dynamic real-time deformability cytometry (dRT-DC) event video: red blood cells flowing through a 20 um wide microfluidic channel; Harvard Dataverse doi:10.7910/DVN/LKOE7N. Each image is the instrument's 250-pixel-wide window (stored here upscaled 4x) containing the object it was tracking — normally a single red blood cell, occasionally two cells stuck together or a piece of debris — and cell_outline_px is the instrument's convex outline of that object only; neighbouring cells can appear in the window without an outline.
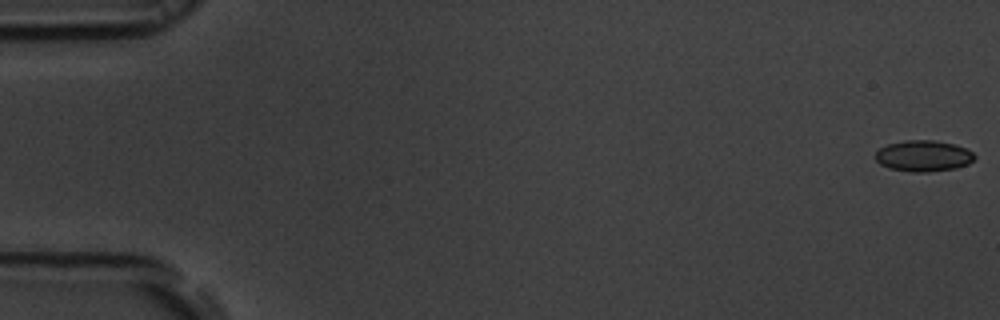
{"species": "common noctule bat (a hibernating species)", "species_latin": "Nyctalus noctula", "temperature_condition": "room temperature", "stored_images_in_passage": 48, "camera_frame_rate_fps": 3000, "um_per_image_px": 0.085, "animal": {"sex": "male", "body_mass_g": 19.5, "forearm_length_mm": 54.6}, "frame": {"image": 1, "passage_image": 1, "time_ms": 0.0, "image_size_px": [1000, 320], "cell_outline_px": [[976, 156], [968, 164], [956, 168], [928, 172], [908, 172], [888, 168], [880, 164], [876, 160], [876, 152], [880, 148], [888, 144], [904, 140], [936, 140], [956, 144], [968, 148]], "centroid_in_image_um": [78.51, 13.25], "position_along_channel_um": 6.5, "area_um2": 18.21}}
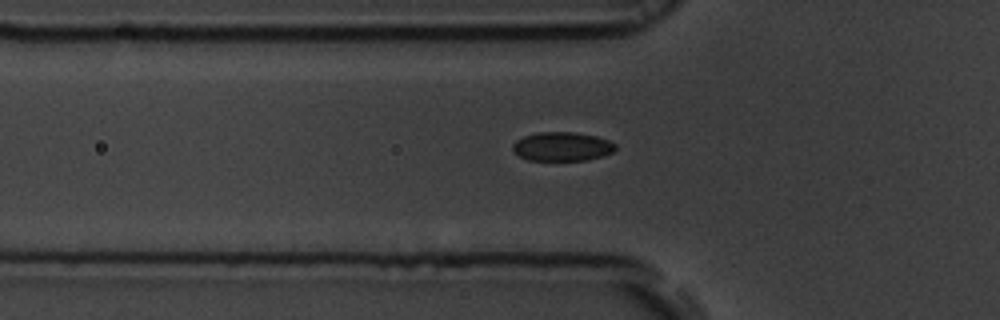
{"frame": {"image": 2, "passage_image": 19, "time_ms": 6.0, "image_size_px": [1000, 320], "cell_outline_px": [[616, 148], [612, 152], [604, 156], [588, 160], [528, 160], [520, 156], [512, 148], [512, 144], [516, 140], [524, 136], [536, 132], [576, 132], [596, 136], [608, 140], [616, 144]], "centroid_in_image_um": [47.79, 12.45], "position_along_channel_um": 78.0, "area_um2": 17.4}}
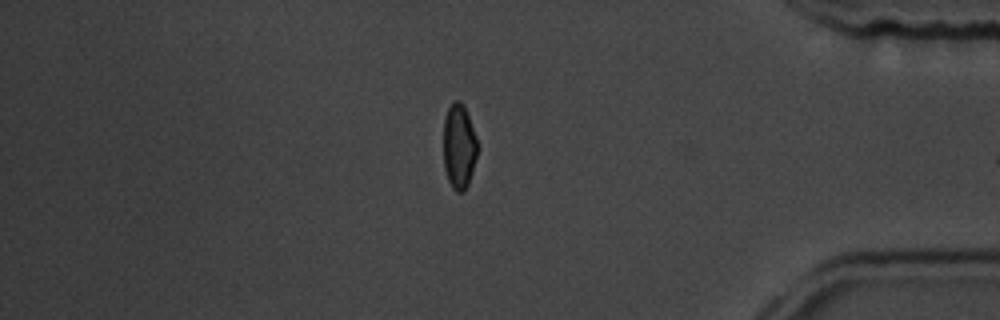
{"frame": {"image": 3, "passage_image": 47, "time_ms": 15.333, "image_size_px": [1000, 320], "cell_outline_px": [[476, 156], [472, 172], [468, 184], [464, 192], [456, 192], [452, 188], [448, 180], [444, 168], [444, 120], [448, 108], [452, 100], [460, 100], [464, 104], [476, 136]], "centroid_in_image_um": [39.0, 12.43], "position_along_channel_um": 396.2, "area_um2": 16.82}}